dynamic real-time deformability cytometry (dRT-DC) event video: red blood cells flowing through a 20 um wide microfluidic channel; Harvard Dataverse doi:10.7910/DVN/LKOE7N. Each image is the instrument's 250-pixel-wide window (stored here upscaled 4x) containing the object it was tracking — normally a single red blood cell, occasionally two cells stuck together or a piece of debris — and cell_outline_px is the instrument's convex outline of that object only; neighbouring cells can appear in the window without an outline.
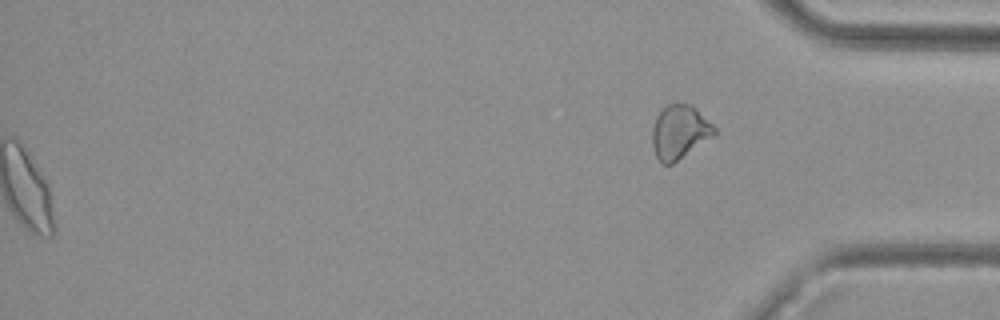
{"species": "common noctule bat (a hibernating species)", "species_latin": "Nyctalus noctula", "temperature_condition": "cold", "stored_images_in_passage": 42, "segment_of_instrument_passage": [2, 2], "camera_frame_rate_fps": 3000, "um_per_image_px": 0.085, "animal": {"sex": "female", "body_mass_g": 29.2, "forearm_length_mm": 56.3}, "frame": {"image": 1, "passage_image": 42, "time_ms": 13.667, "image_size_px": [1000, 320], "cell_outline_px": [[716, 136], [672, 164], [660, 164], [656, 156], [652, 144], [652, 128], [656, 116], [668, 104], [692, 104], [716, 128]], "centroid_in_image_um": [57.78, 11.24], "position_along_channel_um": 377.4, "area_um2": 19.65}}